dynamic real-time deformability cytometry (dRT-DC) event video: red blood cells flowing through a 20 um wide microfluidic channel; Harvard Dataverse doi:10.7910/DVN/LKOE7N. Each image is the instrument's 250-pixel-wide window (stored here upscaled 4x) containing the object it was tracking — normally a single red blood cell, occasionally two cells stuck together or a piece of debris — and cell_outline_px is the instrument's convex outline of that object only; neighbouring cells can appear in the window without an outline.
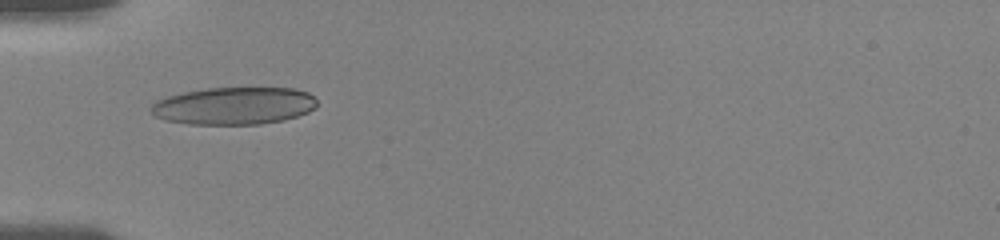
{"species": "human", "species_latin": "Homo sapiens", "temperature_condition": "room temperature", "stored_images_in_passage": 51, "camera_frame_rate_fps": 3000, "um_per_image_px": 0.085, "donor": {"sex": "female"}, "frame": {"image": 1, "passage_image": 1, "time_ms": 0.0, "image_size_px": [1000, 240], "cell_outline_px": [[316, 108], [308, 112], [284, 120], [260, 124], [188, 124], [164, 120], [152, 116], [148, 108], [156, 100], [168, 96], [184, 92], [208, 88], [292, 88], [308, 92], [316, 100]], "centroid_in_image_um": [19.84, 9.0], "position_along_channel_um": 65.2, "area_um2": 36.41}}
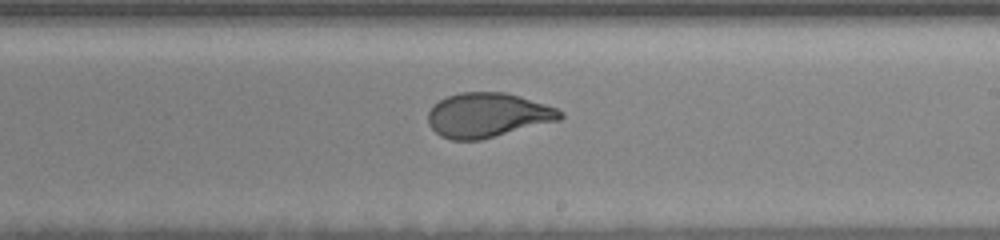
{"frame": {"image": 2, "passage_image": 23, "time_ms": 5.0, "image_size_px": [1000, 240], "cell_outline_px": [[564, 116], [560, 120], [480, 140], [452, 140], [440, 136], [428, 124], [428, 112], [432, 104], [448, 96], [460, 92], [504, 92], [520, 96], [556, 108], [564, 112]], "centroid_in_image_um": [41.43, 9.79], "position_along_channel_um": 247.6, "area_um2": 34.28}}
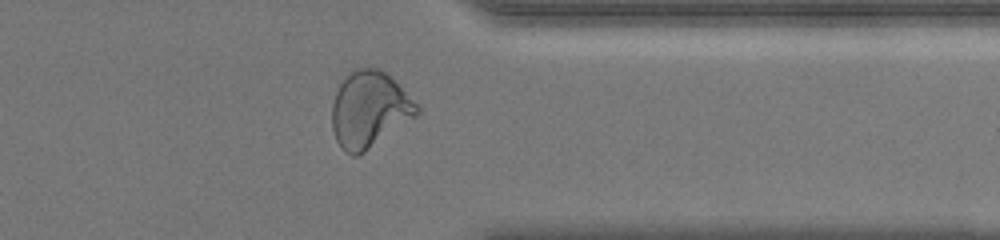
{"frame": {"image": 3, "passage_image": 38, "time_ms": 8.667, "image_size_px": [1000, 240], "cell_outline_px": [[420, 112], [416, 116], [364, 152], [356, 156], [352, 156], [344, 152], [336, 140], [332, 128], [332, 104], [336, 92], [340, 84], [348, 72], [356, 68], [376, 68], [392, 76], [420, 104]], "centroid_in_image_um": [31.42, 9.29], "position_along_channel_um": 380.0, "area_um2": 37.97}, "authors_computed_cell_mechanics": {"area_um2": 35.0268, "velocity_mm_per_s": 3.6844, "shape_relaxation_time_tau1_ms": 5.254, "shape_relaxation_time_tau2_ms": 0.6371, "deformation_change_tau1": 0.2, "deformation_change_tau2": 0.0567}}